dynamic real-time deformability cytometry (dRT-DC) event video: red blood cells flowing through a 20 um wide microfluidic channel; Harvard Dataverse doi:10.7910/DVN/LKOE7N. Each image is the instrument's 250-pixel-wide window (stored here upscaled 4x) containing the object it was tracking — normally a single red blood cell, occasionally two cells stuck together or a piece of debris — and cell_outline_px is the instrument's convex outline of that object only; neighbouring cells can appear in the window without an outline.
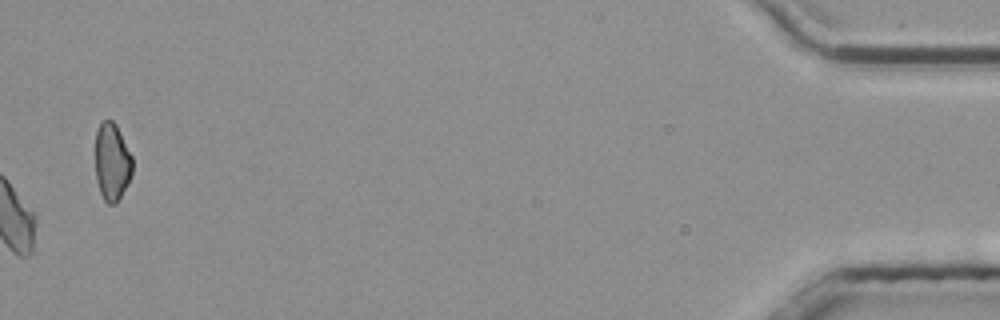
{"species": "common noctule bat (a hibernating species)", "species_latin": "Nyctalus noctula", "temperature_condition": "room temperature", "stored_images_in_passage": 56, "segment_of_instrument_passage": [2, 2], "camera_frame_rate_fps": 3000, "um_per_image_px": 0.085, "animal": {"sex": "male", "body_mass_g": 20.4}, "frame": {"image": 1, "passage_image": 56, "time_ms": 18.333, "image_size_px": [1000, 320], "cell_outline_px": [[132, 172], [128, 184], [116, 204], [108, 204], [104, 200], [100, 192], [96, 180], [96, 132], [100, 120], [112, 120], [116, 124], [132, 156]], "centroid_in_image_um": [9.52, 13.76], "position_along_channel_um": 425.7, "area_um2": 16.88}}